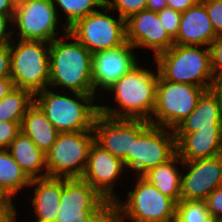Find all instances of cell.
<instances>
[{
	"instance_id": "obj_1",
	"label": "cell",
	"mask_w": 222,
	"mask_h": 222,
	"mask_svg": "<svg viewBox=\"0 0 222 222\" xmlns=\"http://www.w3.org/2000/svg\"><path fill=\"white\" fill-rule=\"evenodd\" d=\"M135 65L116 81L105 93L112 95L114 107L106 101L99 105V113L112 118L142 119L150 121L155 106L158 70ZM156 72V73H155ZM114 98V99H113Z\"/></svg>"
},
{
	"instance_id": "obj_2",
	"label": "cell",
	"mask_w": 222,
	"mask_h": 222,
	"mask_svg": "<svg viewBox=\"0 0 222 222\" xmlns=\"http://www.w3.org/2000/svg\"><path fill=\"white\" fill-rule=\"evenodd\" d=\"M49 88L95 95L92 53L69 32L50 43Z\"/></svg>"
},
{
	"instance_id": "obj_3",
	"label": "cell",
	"mask_w": 222,
	"mask_h": 222,
	"mask_svg": "<svg viewBox=\"0 0 222 222\" xmlns=\"http://www.w3.org/2000/svg\"><path fill=\"white\" fill-rule=\"evenodd\" d=\"M67 93L48 87L34 94V103L59 132L93 130L103 100L98 104L100 99L95 95L71 91Z\"/></svg>"
},
{
	"instance_id": "obj_4",
	"label": "cell",
	"mask_w": 222,
	"mask_h": 222,
	"mask_svg": "<svg viewBox=\"0 0 222 222\" xmlns=\"http://www.w3.org/2000/svg\"><path fill=\"white\" fill-rule=\"evenodd\" d=\"M130 187L126 199L112 204L113 222H175L176 202L172 198L143 176H136Z\"/></svg>"
},
{
	"instance_id": "obj_5",
	"label": "cell",
	"mask_w": 222,
	"mask_h": 222,
	"mask_svg": "<svg viewBox=\"0 0 222 222\" xmlns=\"http://www.w3.org/2000/svg\"><path fill=\"white\" fill-rule=\"evenodd\" d=\"M177 154L174 130L152 125L147 120L132 119V146L128 152V172L143 176ZM132 172V173H131Z\"/></svg>"
},
{
	"instance_id": "obj_6",
	"label": "cell",
	"mask_w": 222,
	"mask_h": 222,
	"mask_svg": "<svg viewBox=\"0 0 222 222\" xmlns=\"http://www.w3.org/2000/svg\"><path fill=\"white\" fill-rule=\"evenodd\" d=\"M153 60L159 76L169 82L191 84L205 90L211 87L213 72L207 46L174 44Z\"/></svg>"
},
{
	"instance_id": "obj_7",
	"label": "cell",
	"mask_w": 222,
	"mask_h": 222,
	"mask_svg": "<svg viewBox=\"0 0 222 222\" xmlns=\"http://www.w3.org/2000/svg\"><path fill=\"white\" fill-rule=\"evenodd\" d=\"M50 43L13 38L10 77L14 87L36 94L49 87Z\"/></svg>"
},
{
	"instance_id": "obj_8",
	"label": "cell",
	"mask_w": 222,
	"mask_h": 222,
	"mask_svg": "<svg viewBox=\"0 0 222 222\" xmlns=\"http://www.w3.org/2000/svg\"><path fill=\"white\" fill-rule=\"evenodd\" d=\"M55 222H113L112 204L81 178H63Z\"/></svg>"
},
{
	"instance_id": "obj_9",
	"label": "cell",
	"mask_w": 222,
	"mask_h": 222,
	"mask_svg": "<svg viewBox=\"0 0 222 222\" xmlns=\"http://www.w3.org/2000/svg\"><path fill=\"white\" fill-rule=\"evenodd\" d=\"M93 142V130L59 132L56 142L46 153L47 177L81 178Z\"/></svg>"
},
{
	"instance_id": "obj_10",
	"label": "cell",
	"mask_w": 222,
	"mask_h": 222,
	"mask_svg": "<svg viewBox=\"0 0 222 222\" xmlns=\"http://www.w3.org/2000/svg\"><path fill=\"white\" fill-rule=\"evenodd\" d=\"M111 13L115 12L103 4L76 21L68 32L92 54L120 46L126 42L125 20Z\"/></svg>"
},
{
	"instance_id": "obj_11",
	"label": "cell",
	"mask_w": 222,
	"mask_h": 222,
	"mask_svg": "<svg viewBox=\"0 0 222 222\" xmlns=\"http://www.w3.org/2000/svg\"><path fill=\"white\" fill-rule=\"evenodd\" d=\"M12 23L13 38L21 40L51 43L68 32L61 25L53 0H30L17 5Z\"/></svg>"
},
{
	"instance_id": "obj_12",
	"label": "cell",
	"mask_w": 222,
	"mask_h": 222,
	"mask_svg": "<svg viewBox=\"0 0 222 222\" xmlns=\"http://www.w3.org/2000/svg\"><path fill=\"white\" fill-rule=\"evenodd\" d=\"M204 91L203 87L169 82L158 76L155 106L149 122L174 130L195 109Z\"/></svg>"
},
{
	"instance_id": "obj_13",
	"label": "cell",
	"mask_w": 222,
	"mask_h": 222,
	"mask_svg": "<svg viewBox=\"0 0 222 222\" xmlns=\"http://www.w3.org/2000/svg\"><path fill=\"white\" fill-rule=\"evenodd\" d=\"M135 49L126 41L120 46L92 54L93 92L98 99L101 100L104 92L140 62Z\"/></svg>"
},
{
	"instance_id": "obj_14",
	"label": "cell",
	"mask_w": 222,
	"mask_h": 222,
	"mask_svg": "<svg viewBox=\"0 0 222 222\" xmlns=\"http://www.w3.org/2000/svg\"><path fill=\"white\" fill-rule=\"evenodd\" d=\"M127 172L124 162L103 149L95 141L91 144L86 168L81 179L89 183L104 199L113 204L119 199L114 186Z\"/></svg>"
},
{
	"instance_id": "obj_15",
	"label": "cell",
	"mask_w": 222,
	"mask_h": 222,
	"mask_svg": "<svg viewBox=\"0 0 222 222\" xmlns=\"http://www.w3.org/2000/svg\"><path fill=\"white\" fill-rule=\"evenodd\" d=\"M181 200L205 201L220 187L222 154L211 158L183 161ZM184 171V172H183Z\"/></svg>"
},
{
	"instance_id": "obj_16",
	"label": "cell",
	"mask_w": 222,
	"mask_h": 222,
	"mask_svg": "<svg viewBox=\"0 0 222 222\" xmlns=\"http://www.w3.org/2000/svg\"><path fill=\"white\" fill-rule=\"evenodd\" d=\"M126 41L136 49H149L153 58L174 45V40L166 32L157 12L142 10L125 20Z\"/></svg>"
},
{
	"instance_id": "obj_17",
	"label": "cell",
	"mask_w": 222,
	"mask_h": 222,
	"mask_svg": "<svg viewBox=\"0 0 222 222\" xmlns=\"http://www.w3.org/2000/svg\"><path fill=\"white\" fill-rule=\"evenodd\" d=\"M94 141L124 162L128 174V152L132 146V119L112 118L99 113L93 125Z\"/></svg>"
},
{
	"instance_id": "obj_18",
	"label": "cell",
	"mask_w": 222,
	"mask_h": 222,
	"mask_svg": "<svg viewBox=\"0 0 222 222\" xmlns=\"http://www.w3.org/2000/svg\"><path fill=\"white\" fill-rule=\"evenodd\" d=\"M217 37L205 5L200 0L181 14L179 30L174 39V44L209 47Z\"/></svg>"
},
{
	"instance_id": "obj_19",
	"label": "cell",
	"mask_w": 222,
	"mask_h": 222,
	"mask_svg": "<svg viewBox=\"0 0 222 222\" xmlns=\"http://www.w3.org/2000/svg\"><path fill=\"white\" fill-rule=\"evenodd\" d=\"M28 188L27 190L32 189V197L27 196L28 202L32 204L31 210L34 211L31 221L55 222L60 206L63 178L32 179Z\"/></svg>"
},
{
	"instance_id": "obj_20",
	"label": "cell",
	"mask_w": 222,
	"mask_h": 222,
	"mask_svg": "<svg viewBox=\"0 0 222 222\" xmlns=\"http://www.w3.org/2000/svg\"><path fill=\"white\" fill-rule=\"evenodd\" d=\"M174 134L177 155L182 161H194L222 154V130Z\"/></svg>"
},
{
	"instance_id": "obj_21",
	"label": "cell",
	"mask_w": 222,
	"mask_h": 222,
	"mask_svg": "<svg viewBox=\"0 0 222 222\" xmlns=\"http://www.w3.org/2000/svg\"><path fill=\"white\" fill-rule=\"evenodd\" d=\"M198 130H222V106L210 89L202 93L195 109L176 126L174 133Z\"/></svg>"
},
{
	"instance_id": "obj_22",
	"label": "cell",
	"mask_w": 222,
	"mask_h": 222,
	"mask_svg": "<svg viewBox=\"0 0 222 222\" xmlns=\"http://www.w3.org/2000/svg\"><path fill=\"white\" fill-rule=\"evenodd\" d=\"M7 150L30 180L47 177L46 154L28 136L20 132Z\"/></svg>"
},
{
	"instance_id": "obj_23",
	"label": "cell",
	"mask_w": 222,
	"mask_h": 222,
	"mask_svg": "<svg viewBox=\"0 0 222 222\" xmlns=\"http://www.w3.org/2000/svg\"><path fill=\"white\" fill-rule=\"evenodd\" d=\"M20 127L21 132L45 154L56 142L59 134V131L35 103L27 110Z\"/></svg>"
},
{
	"instance_id": "obj_24",
	"label": "cell",
	"mask_w": 222,
	"mask_h": 222,
	"mask_svg": "<svg viewBox=\"0 0 222 222\" xmlns=\"http://www.w3.org/2000/svg\"><path fill=\"white\" fill-rule=\"evenodd\" d=\"M182 159L176 154L172 159L157 165L143 175L162 194L172 198L176 203L181 200ZM178 165V166H177ZM179 167V168H178Z\"/></svg>"
},
{
	"instance_id": "obj_25",
	"label": "cell",
	"mask_w": 222,
	"mask_h": 222,
	"mask_svg": "<svg viewBox=\"0 0 222 222\" xmlns=\"http://www.w3.org/2000/svg\"><path fill=\"white\" fill-rule=\"evenodd\" d=\"M30 179L21 170L9 151L0 150V192L11 201L16 199L22 190L28 189ZM24 188V189H23ZM15 197V198H14ZM14 199V200H13Z\"/></svg>"
},
{
	"instance_id": "obj_26",
	"label": "cell",
	"mask_w": 222,
	"mask_h": 222,
	"mask_svg": "<svg viewBox=\"0 0 222 222\" xmlns=\"http://www.w3.org/2000/svg\"><path fill=\"white\" fill-rule=\"evenodd\" d=\"M34 104V94L21 88H13L0 100V121L22 122L27 110Z\"/></svg>"
},
{
	"instance_id": "obj_27",
	"label": "cell",
	"mask_w": 222,
	"mask_h": 222,
	"mask_svg": "<svg viewBox=\"0 0 222 222\" xmlns=\"http://www.w3.org/2000/svg\"><path fill=\"white\" fill-rule=\"evenodd\" d=\"M53 3L61 22L65 19L63 26L68 29L79 19L96 12L103 6L104 0H53Z\"/></svg>"
},
{
	"instance_id": "obj_28",
	"label": "cell",
	"mask_w": 222,
	"mask_h": 222,
	"mask_svg": "<svg viewBox=\"0 0 222 222\" xmlns=\"http://www.w3.org/2000/svg\"><path fill=\"white\" fill-rule=\"evenodd\" d=\"M175 222H216L207 210L205 201L180 200L176 203Z\"/></svg>"
},
{
	"instance_id": "obj_29",
	"label": "cell",
	"mask_w": 222,
	"mask_h": 222,
	"mask_svg": "<svg viewBox=\"0 0 222 222\" xmlns=\"http://www.w3.org/2000/svg\"><path fill=\"white\" fill-rule=\"evenodd\" d=\"M147 0H104V5L123 19H128L131 15L146 10Z\"/></svg>"
},
{
	"instance_id": "obj_30",
	"label": "cell",
	"mask_w": 222,
	"mask_h": 222,
	"mask_svg": "<svg viewBox=\"0 0 222 222\" xmlns=\"http://www.w3.org/2000/svg\"><path fill=\"white\" fill-rule=\"evenodd\" d=\"M157 13L166 32L174 40L178 34L182 13L168 7L164 8L162 11Z\"/></svg>"
},
{
	"instance_id": "obj_31",
	"label": "cell",
	"mask_w": 222,
	"mask_h": 222,
	"mask_svg": "<svg viewBox=\"0 0 222 222\" xmlns=\"http://www.w3.org/2000/svg\"><path fill=\"white\" fill-rule=\"evenodd\" d=\"M206 8L215 33L222 35V0H201Z\"/></svg>"
},
{
	"instance_id": "obj_32",
	"label": "cell",
	"mask_w": 222,
	"mask_h": 222,
	"mask_svg": "<svg viewBox=\"0 0 222 222\" xmlns=\"http://www.w3.org/2000/svg\"><path fill=\"white\" fill-rule=\"evenodd\" d=\"M21 122L0 121V150L8 149L9 144L21 132Z\"/></svg>"
},
{
	"instance_id": "obj_33",
	"label": "cell",
	"mask_w": 222,
	"mask_h": 222,
	"mask_svg": "<svg viewBox=\"0 0 222 222\" xmlns=\"http://www.w3.org/2000/svg\"><path fill=\"white\" fill-rule=\"evenodd\" d=\"M207 210L215 221L222 220V187H217L205 200Z\"/></svg>"
},
{
	"instance_id": "obj_34",
	"label": "cell",
	"mask_w": 222,
	"mask_h": 222,
	"mask_svg": "<svg viewBox=\"0 0 222 222\" xmlns=\"http://www.w3.org/2000/svg\"><path fill=\"white\" fill-rule=\"evenodd\" d=\"M210 60L213 75L222 72V35H219L210 45Z\"/></svg>"
},
{
	"instance_id": "obj_35",
	"label": "cell",
	"mask_w": 222,
	"mask_h": 222,
	"mask_svg": "<svg viewBox=\"0 0 222 222\" xmlns=\"http://www.w3.org/2000/svg\"><path fill=\"white\" fill-rule=\"evenodd\" d=\"M12 19L13 16L0 15V45H10L13 41Z\"/></svg>"
},
{
	"instance_id": "obj_36",
	"label": "cell",
	"mask_w": 222,
	"mask_h": 222,
	"mask_svg": "<svg viewBox=\"0 0 222 222\" xmlns=\"http://www.w3.org/2000/svg\"><path fill=\"white\" fill-rule=\"evenodd\" d=\"M17 206L14 204V201L6 199L2 204H0V222H18L17 217L19 218V211Z\"/></svg>"
},
{
	"instance_id": "obj_37",
	"label": "cell",
	"mask_w": 222,
	"mask_h": 222,
	"mask_svg": "<svg viewBox=\"0 0 222 222\" xmlns=\"http://www.w3.org/2000/svg\"><path fill=\"white\" fill-rule=\"evenodd\" d=\"M10 77V45H0V78Z\"/></svg>"
},
{
	"instance_id": "obj_38",
	"label": "cell",
	"mask_w": 222,
	"mask_h": 222,
	"mask_svg": "<svg viewBox=\"0 0 222 222\" xmlns=\"http://www.w3.org/2000/svg\"><path fill=\"white\" fill-rule=\"evenodd\" d=\"M200 0H167V7L183 13Z\"/></svg>"
},
{
	"instance_id": "obj_39",
	"label": "cell",
	"mask_w": 222,
	"mask_h": 222,
	"mask_svg": "<svg viewBox=\"0 0 222 222\" xmlns=\"http://www.w3.org/2000/svg\"><path fill=\"white\" fill-rule=\"evenodd\" d=\"M210 91L217 97L222 106V72L213 75Z\"/></svg>"
},
{
	"instance_id": "obj_40",
	"label": "cell",
	"mask_w": 222,
	"mask_h": 222,
	"mask_svg": "<svg viewBox=\"0 0 222 222\" xmlns=\"http://www.w3.org/2000/svg\"><path fill=\"white\" fill-rule=\"evenodd\" d=\"M14 87L11 77L0 78V100L4 98Z\"/></svg>"
},
{
	"instance_id": "obj_41",
	"label": "cell",
	"mask_w": 222,
	"mask_h": 222,
	"mask_svg": "<svg viewBox=\"0 0 222 222\" xmlns=\"http://www.w3.org/2000/svg\"><path fill=\"white\" fill-rule=\"evenodd\" d=\"M15 8L12 0H0V15L14 16Z\"/></svg>"
},
{
	"instance_id": "obj_42",
	"label": "cell",
	"mask_w": 222,
	"mask_h": 222,
	"mask_svg": "<svg viewBox=\"0 0 222 222\" xmlns=\"http://www.w3.org/2000/svg\"><path fill=\"white\" fill-rule=\"evenodd\" d=\"M167 7V0H147L146 9L153 12H160Z\"/></svg>"
},
{
	"instance_id": "obj_43",
	"label": "cell",
	"mask_w": 222,
	"mask_h": 222,
	"mask_svg": "<svg viewBox=\"0 0 222 222\" xmlns=\"http://www.w3.org/2000/svg\"><path fill=\"white\" fill-rule=\"evenodd\" d=\"M28 1H30V0H12L13 4L15 6L25 3V2H28Z\"/></svg>"
},
{
	"instance_id": "obj_44",
	"label": "cell",
	"mask_w": 222,
	"mask_h": 222,
	"mask_svg": "<svg viewBox=\"0 0 222 222\" xmlns=\"http://www.w3.org/2000/svg\"><path fill=\"white\" fill-rule=\"evenodd\" d=\"M5 200L6 198L0 192V204H2Z\"/></svg>"
},
{
	"instance_id": "obj_45",
	"label": "cell",
	"mask_w": 222,
	"mask_h": 222,
	"mask_svg": "<svg viewBox=\"0 0 222 222\" xmlns=\"http://www.w3.org/2000/svg\"><path fill=\"white\" fill-rule=\"evenodd\" d=\"M220 187H222V172H221V176H220Z\"/></svg>"
}]
</instances>
